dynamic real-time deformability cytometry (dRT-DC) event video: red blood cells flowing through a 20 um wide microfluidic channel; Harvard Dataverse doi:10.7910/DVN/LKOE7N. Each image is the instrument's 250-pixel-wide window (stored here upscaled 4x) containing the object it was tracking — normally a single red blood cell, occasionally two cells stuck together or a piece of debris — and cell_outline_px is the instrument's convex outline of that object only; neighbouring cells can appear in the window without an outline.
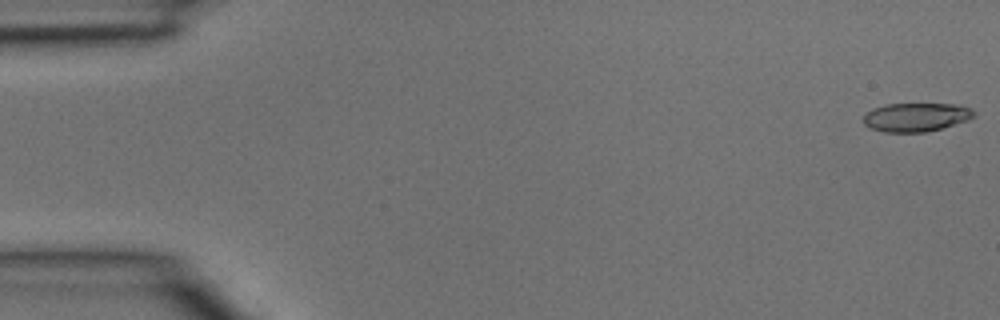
{"species": "common noctule bat (a hibernating species)", "species_latin": "Nyctalus noctula", "temperature_condition": "room temperature", "stored_images_in_passage": 13, "camera_frame_rate_fps": 3000, "um_per_image_px": 0.085, "animal": {"sex": "male", "body_mass_g": 15.6}, "frame": {"image": 1, "passage_image": 1, "time_ms": 0.0, "image_size_px": [1000, 320], "cell_outline_px": [[976, 116], [968, 120], [940, 128], [924, 132], [884, 132], [872, 128], [864, 124], [864, 116], [872, 108], [884, 104], [952, 104], [972, 108], [976, 112]], "centroid_in_image_um": [77.88, 9.95], "position_along_channel_um": 7.1, "area_um2": 18.38}}